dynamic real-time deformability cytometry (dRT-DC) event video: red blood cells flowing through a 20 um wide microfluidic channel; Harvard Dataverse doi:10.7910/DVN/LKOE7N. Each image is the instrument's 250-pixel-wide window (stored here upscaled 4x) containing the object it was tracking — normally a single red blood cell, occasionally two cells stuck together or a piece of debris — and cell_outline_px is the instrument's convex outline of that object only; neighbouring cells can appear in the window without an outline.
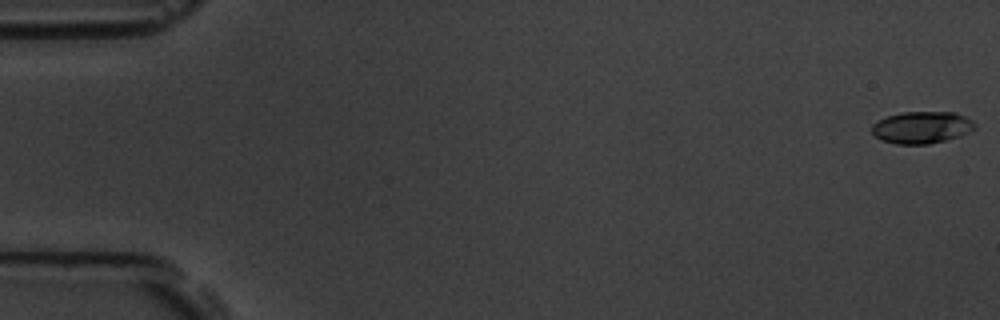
{"species": "common noctule bat (a hibernating species)", "species_latin": "Nyctalus noctula", "temperature_condition": "room temperature", "stored_images_in_passage": 58, "camera_frame_rate_fps": 3000, "um_per_image_px": 0.085, "animal": {"sex": "male", "body_mass_g": 19.5, "forearm_length_mm": 54.6}, "frame": {"image": 1, "passage_image": 1, "time_ms": 0.0, "image_size_px": [1000, 320], "cell_outline_px": [[976, 128], [960, 136], [928, 144], [896, 144], [880, 140], [872, 132], [872, 124], [888, 116], [904, 112], [956, 112], [972, 120], [976, 124]], "centroid_in_image_um": [78.36, 10.83], "position_along_channel_um": 6.6, "area_um2": 19.13}}
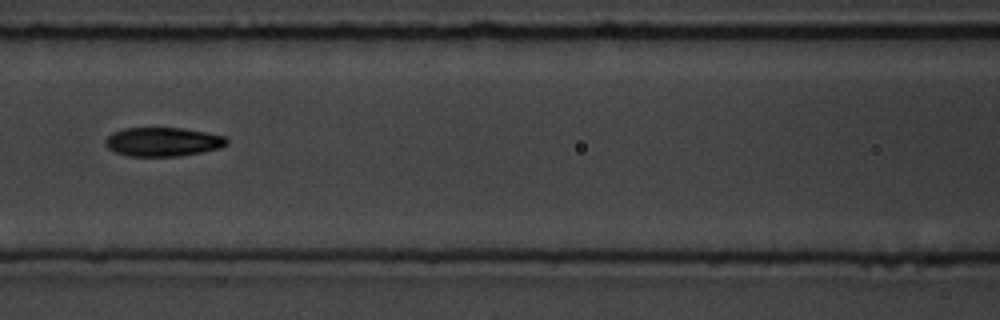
{"frame": {"image": 2, "passage_image": 26, "time_ms": 8.333, "image_size_px": [1000, 320], "cell_outline_px": [[228, 144], [220, 148], [180, 156], [128, 156], [116, 152], [108, 148], [104, 144], [104, 140], [112, 132], [124, 128], [184, 128], [224, 136], [228, 140]], "centroid_in_image_um": [13.82, 12.05], "position_along_channel_um": 152.8, "area_um2": 20.46}}
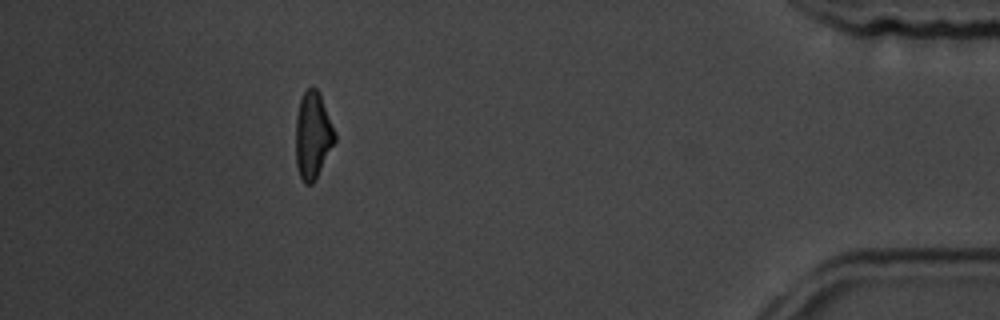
{"frame": {"image": 3, "passage_image": 52, "time_ms": 17.0, "image_size_px": [1000, 320], "cell_outline_px": [[336, 140], [312, 184], [304, 184], [300, 176], [296, 164], [296, 116], [300, 100], [304, 92], [312, 84], [320, 92], [336, 132]], "centroid_in_image_um": [26.59, 11.45], "position_along_channel_um": 408.6, "area_um2": 19.83}, "authors_computed_cell_mechanics": {"area_um2": 19.8254, "velocity_mm_per_s": 3.5823, "shape_relaxation_time_tau1_ms": 3.7807, "shape_relaxation_time_tau2_ms": 2.8916, "deformation_change_tau1": 0.1312, "deformation_change_tau2": 0.0951}}